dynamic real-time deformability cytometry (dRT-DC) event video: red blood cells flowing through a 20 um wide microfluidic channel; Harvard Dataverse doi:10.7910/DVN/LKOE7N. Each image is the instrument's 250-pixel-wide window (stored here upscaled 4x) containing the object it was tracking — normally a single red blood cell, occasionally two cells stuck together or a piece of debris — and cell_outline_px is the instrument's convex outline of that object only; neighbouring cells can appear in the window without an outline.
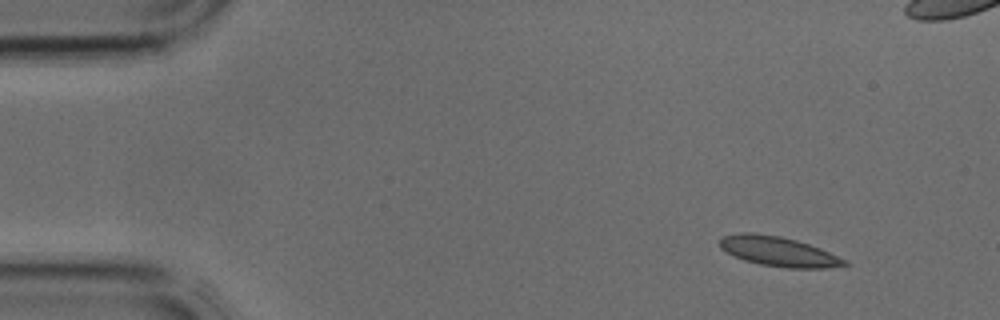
{"species": "common noctule bat (a hibernating species)", "species_latin": "Nyctalus noctula", "temperature_condition": "cold", "stored_images_in_passage": 3, "camera_frame_rate_fps": 3000, "um_per_image_px": 0.085, "animal": {"sex": "male", "body_mass_g": 17.9, "forearm_length_mm": 54.2}, "frame": {"image": 1, "passage_image": 1, "time_ms": 0.0, "image_size_px": [1000, 320], "cell_outline_px": [[848, 264], [824, 268], [788, 268], [760, 264], [744, 260], [720, 248], [720, 240], [724, 236], [740, 232], [752, 232], [780, 236], [796, 240], [820, 248], [848, 260]], "centroid_in_image_um": [66.18, 21.37], "position_along_channel_um": 18.8, "area_um2": 21.39}}